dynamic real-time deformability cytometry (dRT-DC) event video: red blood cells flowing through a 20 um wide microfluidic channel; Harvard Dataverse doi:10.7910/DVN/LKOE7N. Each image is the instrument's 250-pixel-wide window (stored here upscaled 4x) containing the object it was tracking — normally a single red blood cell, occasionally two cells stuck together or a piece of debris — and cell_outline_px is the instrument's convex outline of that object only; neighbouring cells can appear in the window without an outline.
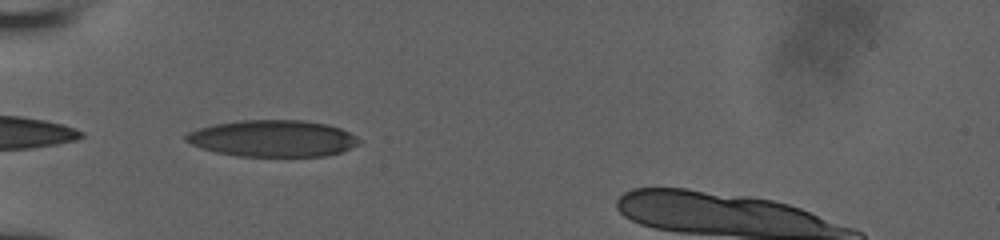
{"species": "human", "species_latin": "Homo sapiens", "temperature_condition": "room temperature", "stored_images_in_passage": 33, "camera_frame_rate_fps": 3000, "um_per_image_px": 0.085, "donor": {"sex": "male"}, "frame": {"image": 1, "passage_image": 1, "time_ms": 0.0, "image_size_px": [1000, 240], "cell_outline_px": [[364, 140], [360, 144], [340, 152], [324, 156], [236, 156], [216, 152], [200, 148], [184, 140], [184, 136], [188, 132], [200, 128], [216, 124], [240, 120], [304, 120], [328, 124], [340, 128]], "centroid_in_image_um": [23.21, 11.77], "position_along_channel_um": 61.8, "area_um2": 37.05}}
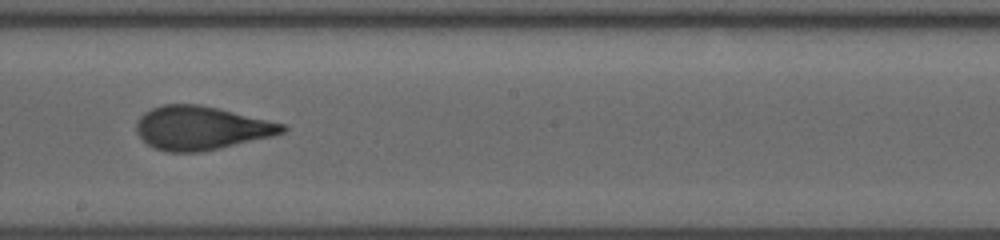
{"frame": {"image": 2, "passage_image": 14, "time_ms": 4.333, "image_size_px": [1000, 240], "cell_outline_px": [[288, 128], [284, 132], [272, 136], [220, 148], [200, 152], [168, 152], [156, 148], [148, 144], [136, 132], [136, 120], [144, 112], [160, 104], [200, 104], [288, 124]], "centroid_in_image_um": [17.11, 10.87], "position_along_channel_um": 231.1, "area_um2": 37.22}}
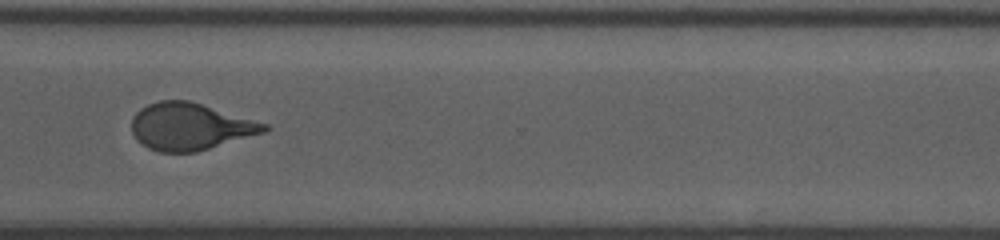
{"frame": {"image": 3, "passage_image": 23, "time_ms": 7.333, "image_size_px": [1000, 240], "cell_outline_px": [[272, 128], [264, 132], [196, 152], [160, 152], [148, 148], [140, 144], [136, 140], [132, 132], [132, 116], [140, 108], [148, 104], [160, 100], [188, 100], [268, 124]], "centroid_in_image_um": [16.12, 10.76], "position_along_channel_um": 354.5, "area_um2": 36.24}}